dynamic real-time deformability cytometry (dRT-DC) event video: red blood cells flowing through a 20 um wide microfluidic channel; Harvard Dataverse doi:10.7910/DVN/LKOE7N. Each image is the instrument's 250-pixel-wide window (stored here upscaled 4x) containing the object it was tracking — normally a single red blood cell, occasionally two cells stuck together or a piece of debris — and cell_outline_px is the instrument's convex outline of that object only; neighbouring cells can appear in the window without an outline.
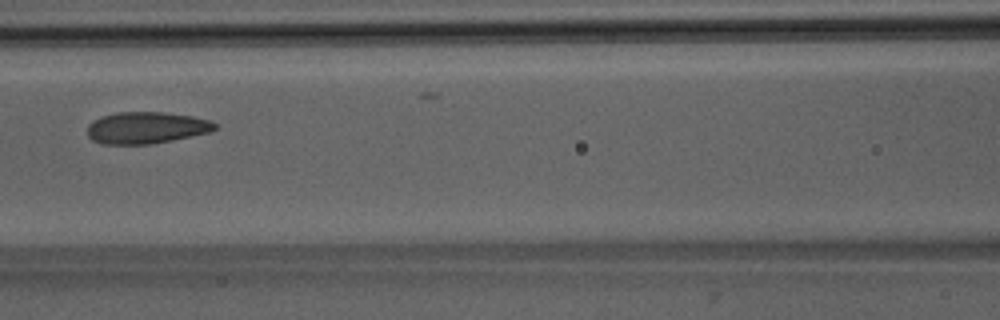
{"species": "Egyptian fruit bat (a non-hibernating species)", "species_latin": "Rousettus aegyptiacus", "temperature_condition": "room temperature", "stored_images_in_passage": 8, "camera_frame_rate_fps": 3000, "um_per_image_px": 0.085, "animal": {"sex": "male"}, "frame": {"image": 1, "passage_image": 7, "time_ms": 7.667, "image_size_px": [1000, 320], "cell_outline_px": [[216, 128], [208, 132], [172, 140], [152, 144], [104, 144], [92, 140], [88, 136], [88, 124], [100, 116], [116, 112], [164, 112], [192, 116], [208, 120], [216, 124]], "centroid_in_image_um": [12.39, 10.85], "position_along_channel_um": 154.2, "area_um2": 23.47}}